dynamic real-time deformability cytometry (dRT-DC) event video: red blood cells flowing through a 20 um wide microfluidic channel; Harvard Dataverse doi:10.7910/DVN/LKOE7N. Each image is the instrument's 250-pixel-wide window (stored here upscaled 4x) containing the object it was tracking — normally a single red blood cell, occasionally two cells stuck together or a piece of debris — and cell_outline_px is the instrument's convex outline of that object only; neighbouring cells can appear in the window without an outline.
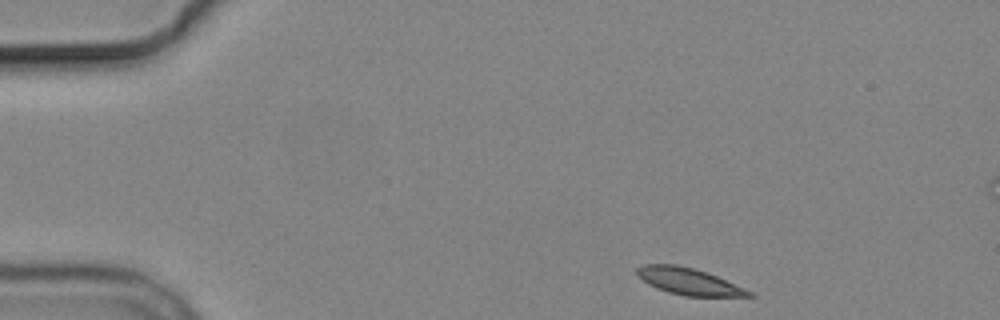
{"species": "common noctule bat (a hibernating species)", "species_latin": "Nyctalus noctula", "temperature_condition": "cold", "stored_images_in_passage": 4, "camera_frame_rate_fps": 3000, "um_per_image_px": 0.085, "animal": {"sex": "male", "body_mass_g": 19.2, "forearm_length_mm": 51.8}, "frame": {"image": 1, "passage_image": 1, "time_ms": 0.0, "image_size_px": [1000, 320], "cell_outline_px": [[756, 296], [684, 296], [668, 292], [656, 288], [648, 284], [636, 272], [636, 268], [644, 264], [676, 264], [692, 268], [716, 276], [744, 288], [752, 292]], "centroid_in_image_um": [58.52, 23.92], "position_along_channel_um": 26.5, "area_um2": 17.11}}